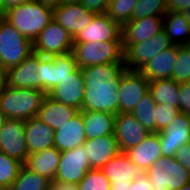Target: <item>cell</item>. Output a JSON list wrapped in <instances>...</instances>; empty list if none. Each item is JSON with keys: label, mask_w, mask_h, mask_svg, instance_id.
I'll return each mask as SVG.
<instances>
[{"label": "cell", "mask_w": 190, "mask_h": 190, "mask_svg": "<svg viewBox=\"0 0 190 190\" xmlns=\"http://www.w3.org/2000/svg\"><path fill=\"white\" fill-rule=\"evenodd\" d=\"M72 53L79 69L102 64L124 63L122 41L73 43Z\"/></svg>", "instance_id": "cell-4"}, {"label": "cell", "mask_w": 190, "mask_h": 190, "mask_svg": "<svg viewBox=\"0 0 190 190\" xmlns=\"http://www.w3.org/2000/svg\"><path fill=\"white\" fill-rule=\"evenodd\" d=\"M85 92L81 111L119 114V86L126 70L124 63H110L81 68Z\"/></svg>", "instance_id": "cell-1"}, {"label": "cell", "mask_w": 190, "mask_h": 190, "mask_svg": "<svg viewBox=\"0 0 190 190\" xmlns=\"http://www.w3.org/2000/svg\"><path fill=\"white\" fill-rule=\"evenodd\" d=\"M137 0H110L106 14L121 27L132 19Z\"/></svg>", "instance_id": "cell-34"}, {"label": "cell", "mask_w": 190, "mask_h": 190, "mask_svg": "<svg viewBox=\"0 0 190 190\" xmlns=\"http://www.w3.org/2000/svg\"><path fill=\"white\" fill-rule=\"evenodd\" d=\"M152 190H178L190 183V172L175 160V157L161 156L146 171Z\"/></svg>", "instance_id": "cell-5"}, {"label": "cell", "mask_w": 190, "mask_h": 190, "mask_svg": "<svg viewBox=\"0 0 190 190\" xmlns=\"http://www.w3.org/2000/svg\"><path fill=\"white\" fill-rule=\"evenodd\" d=\"M183 46L190 52V38Z\"/></svg>", "instance_id": "cell-53"}, {"label": "cell", "mask_w": 190, "mask_h": 190, "mask_svg": "<svg viewBox=\"0 0 190 190\" xmlns=\"http://www.w3.org/2000/svg\"><path fill=\"white\" fill-rule=\"evenodd\" d=\"M78 111L74 107L55 101L46 95L38 111L37 118L55 131L68 123Z\"/></svg>", "instance_id": "cell-25"}, {"label": "cell", "mask_w": 190, "mask_h": 190, "mask_svg": "<svg viewBox=\"0 0 190 190\" xmlns=\"http://www.w3.org/2000/svg\"><path fill=\"white\" fill-rule=\"evenodd\" d=\"M115 117L113 113L83 112V123L87 140L106 135H114Z\"/></svg>", "instance_id": "cell-28"}, {"label": "cell", "mask_w": 190, "mask_h": 190, "mask_svg": "<svg viewBox=\"0 0 190 190\" xmlns=\"http://www.w3.org/2000/svg\"><path fill=\"white\" fill-rule=\"evenodd\" d=\"M24 131L29 154L54 146L55 131L37 117L25 120Z\"/></svg>", "instance_id": "cell-22"}, {"label": "cell", "mask_w": 190, "mask_h": 190, "mask_svg": "<svg viewBox=\"0 0 190 190\" xmlns=\"http://www.w3.org/2000/svg\"><path fill=\"white\" fill-rule=\"evenodd\" d=\"M110 0H81V4L90 11L105 13Z\"/></svg>", "instance_id": "cell-41"}, {"label": "cell", "mask_w": 190, "mask_h": 190, "mask_svg": "<svg viewBox=\"0 0 190 190\" xmlns=\"http://www.w3.org/2000/svg\"><path fill=\"white\" fill-rule=\"evenodd\" d=\"M24 125L25 120L6 118L0 130V151L26 164L29 153Z\"/></svg>", "instance_id": "cell-13"}, {"label": "cell", "mask_w": 190, "mask_h": 190, "mask_svg": "<svg viewBox=\"0 0 190 190\" xmlns=\"http://www.w3.org/2000/svg\"><path fill=\"white\" fill-rule=\"evenodd\" d=\"M78 68L72 52L44 57L38 54V89L46 94Z\"/></svg>", "instance_id": "cell-7"}, {"label": "cell", "mask_w": 190, "mask_h": 190, "mask_svg": "<svg viewBox=\"0 0 190 190\" xmlns=\"http://www.w3.org/2000/svg\"><path fill=\"white\" fill-rule=\"evenodd\" d=\"M175 160L178 161L184 169L190 172V142L183 144L177 150Z\"/></svg>", "instance_id": "cell-40"}, {"label": "cell", "mask_w": 190, "mask_h": 190, "mask_svg": "<svg viewBox=\"0 0 190 190\" xmlns=\"http://www.w3.org/2000/svg\"><path fill=\"white\" fill-rule=\"evenodd\" d=\"M2 17L33 43L53 19V8L31 0L6 10Z\"/></svg>", "instance_id": "cell-2"}, {"label": "cell", "mask_w": 190, "mask_h": 190, "mask_svg": "<svg viewBox=\"0 0 190 190\" xmlns=\"http://www.w3.org/2000/svg\"><path fill=\"white\" fill-rule=\"evenodd\" d=\"M150 135V132L141 125L132 113H119L115 117L114 136L120 152L139 145Z\"/></svg>", "instance_id": "cell-14"}, {"label": "cell", "mask_w": 190, "mask_h": 190, "mask_svg": "<svg viewBox=\"0 0 190 190\" xmlns=\"http://www.w3.org/2000/svg\"><path fill=\"white\" fill-rule=\"evenodd\" d=\"M6 85L38 89V54L31 53L20 64L7 70Z\"/></svg>", "instance_id": "cell-20"}, {"label": "cell", "mask_w": 190, "mask_h": 190, "mask_svg": "<svg viewBox=\"0 0 190 190\" xmlns=\"http://www.w3.org/2000/svg\"><path fill=\"white\" fill-rule=\"evenodd\" d=\"M189 125L187 114L181 112L168 126L158 132L163 156L175 157L177 150L190 142Z\"/></svg>", "instance_id": "cell-15"}, {"label": "cell", "mask_w": 190, "mask_h": 190, "mask_svg": "<svg viewBox=\"0 0 190 190\" xmlns=\"http://www.w3.org/2000/svg\"><path fill=\"white\" fill-rule=\"evenodd\" d=\"M122 41V27L106 13H96L90 23L73 37V43Z\"/></svg>", "instance_id": "cell-12"}, {"label": "cell", "mask_w": 190, "mask_h": 190, "mask_svg": "<svg viewBox=\"0 0 190 190\" xmlns=\"http://www.w3.org/2000/svg\"><path fill=\"white\" fill-rule=\"evenodd\" d=\"M150 81L140 72L125 70L119 86V113H132L141 98L149 92Z\"/></svg>", "instance_id": "cell-11"}, {"label": "cell", "mask_w": 190, "mask_h": 190, "mask_svg": "<svg viewBox=\"0 0 190 190\" xmlns=\"http://www.w3.org/2000/svg\"><path fill=\"white\" fill-rule=\"evenodd\" d=\"M85 92L81 70L77 68L69 76L62 79L59 85L52 88L46 95L51 99L74 107L81 111Z\"/></svg>", "instance_id": "cell-17"}, {"label": "cell", "mask_w": 190, "mask_h": 190, "mask_svg": "<svg viewBox=\"0 0 190 190\" xmlns=\"http://www.w3.org/2000/svg\"><path fill=\"white\" fill-rule=\"evenodd\" d=\"M168 11L181 12L190 9V0H166Z\"/></svg>", "instance_id": "cell-43"}, {"label": "cell", "mask_w": 190, "mask_h": 190, "mask_svg": "<svg viewBox=\"0 0 190 190\" xmlns=\"http://www.w3.org/2000/svg\"><path fill=\"white\" fill-rule=\"evenodd\" d=\"M84 146L87 154H89L91 168L95 169H100L120 152L114 135L86 140Z\"/></svg>", "instance_id": "cell-24"}, {"label": "cell", "mask_w": 190, "mask_h": 190, "mask_svg": "<svg viewBox=\"0 0 190 190\" xmlns=\"http://www.w3.org/2000/svg\"><path fill=\"white\" fill-rule=\"evenodd\" d=\"M110 180L100 169L91 168L78 184L79 190H110Z\"/></svg>", "instance_id": "cell-36"}, {"label": "cell", "mask_w": 190, "mask_h": 190, "mask_svg": "<svg viewBox=\"0 0 190 190\" xmlns=\"http://www.w3.org/2000/svg\"><path fill=\"white\" fill-rule=\"evenodd\" d=\"M177 56L178 45H172L151 58L139 71L149 81L172 78Z\"/></svg>", "instance_id": "cell-21"}, {"label": "cell", "mask_w": 190, "mask_h": 190, "mask_svg": "<svg viewBox=\"0 0 190 190\" xmlns=\"http://www.w3.org/2000/svg\"><path fill=\"white\" fill-rule=\"evenodd\" d=\"M66 2H81V0H65Z\"/></svg>", "instance_id": "cell-54"}, {"label": "cell", "mask_w": 190, "mask_h": 190, "mask_svg": "<svg viewBox=\"0 0 190 190\" xmlns=\"http://www.w3.org/2000/svg\"><path fill=\"white\" fill-rule=\"evenodd\" d=\"M6 74H7V70L4 68V66L0 62V90L6 84Z\"/></svg>", "instance_id": "cell-48"}, {"label": "cell", "mask_w": 190, "mask_h": 190, "mask_svg": "<svg viewBox=\"0 0 190 190\" xmlns=\"http://www.w3.org/2000/svg\"><path fill=\"white\" fill-rule=\"evenodd\" d=\"M172 45L162 29L152 38L130 45L123 53L124 67L126 70L139 71L151 58Z\"/></svg>", "instance_id": "cell-9"}, {"label": "cell", "mask_w": 190, "mask_h": 190, "mask_svg": "<svg viewBox=\"0 0 190 190\" xmlns=\"http://www.w3.org/2000/svg\"><path fill=\"white\" fill-rule=\"evenodd\" d=\"M147 172H140L131 183L130 190H152Z\"/></svg>", "instance_id": "cell-42"}, {"label": "cell", "mask_w": 190, "mask_h": 190, "mask_svg": "<svg viewBox=\"0 0 190 190\" xmlns=\"http://www.w3.org/2000/svg\"><path fill=\"white\" fill-rule=\"evenodd\" d=\"M89 169H91L89 154H87L84 145L60 151L55 180L78 185Z\"/></svg>", "instance_id": "cell-10"}, {"label": "cell", "mask_w": 190, "mask_h": 190, "mask_svg": "<svg viewBox=\"0 0 190 190\" xmlns=\"http://www.w3.org/2000/svg\"><path fill=\"white\" fill-rule=\"evenodd\" d=\"M46 93L41 89L14 88L0 90V111L6 118L28 120L37 117Z\"/></svg>", "instance_id": "cell-3"}, {"label": "cell", "mask_w": 190, "mask_h": 190, "mask_svg": "<svg viewBox=\"0 0 190 190\" xmlns=\"http://www.w3.org/2000/svg\"><path fill=\"white\" fill-rule=\"evenodd\" d=\"M0 190H10V189H6V188H0Z\"/></svg>", "instance_id": "cell-55"}, {"label": "cell", "mask_w": 190, "mask_h": 190, "mask_svg": "<svg viewBox=\"0 0 190 190\" xmlns=\"http://www.w3.org/2000/svg\"><path fill=\"white\" fill-rule=\"evenodd\" d=\"M50 182L24 164L10 190H49Z\"/></svg>", "instance_id": "cell-31"}, {"label": "cell", "mask_w": 190, "mask_h": 190, "mask_svg": "<svg viewBox=\"0 0 190 190\" xmlns=\"http://www.w3.org/2000/svg\"><path fill=\"white\" fill-rule=\"evenodd\" d=\"M181 110L179 107L167 105L163 103H156L155 106V121H156V133L163 130L170 122L173 121Z\"/></svg>", "instance_id": "cell-38"}, {"label": "cell", "mask_w": 190, "mask_h": 190, "mask_svg": "<svg viewBox=\"0 0 190 190\" xmlns=\"http://www.w3.org/2000/svg\"><path fill=\"white\" fill-rule=\"evenodd\" d=\"M24 164L0 151V188L10 189Z\"/></svg>", "instance_id": "cell-33"}, {"label": "cell", "mask_w": 190, "mask_h": 190, "mask_svg": "<svg viewBox=\"0 0 190 190\" xmlns=\"http://www.w3.org/2000/svg\"><path fill=\"white\" fill-rule=\"evenodd\" d=\"M172 79L178 83L190 82V52L184 46L178 45V56Z\"/></svg>", "instance_id": "cell-37"}, {"label": "cell", "mask_w": 190, "mask_h": 190, "mask_svg": "<svg viewBox=\"0 0 190 190\" xmlns=\"http://www.w3.org/2000/svg\"><path fill=\"white\" fill-rule=\"evenodd\" d=\"M4 14V0H0V16Z\"/></svg>", "instance_id": "cell-51"}, {"label": "cell", "mask_w": 190, "mask_h": 190, "mask_svg": "<svg viewBox=\"0 0 190 190\" xmlns=\"http://www.w3.org/2000/svg\"><path fill=\"white\" fill-rule=\"evenodd\" d=\"M51 8L61 5L65 0H36Z\"/></svg>", "instance_id": "cell-47"}, {"label": "cell", "mask_w": 190, "mask_h": 190, "mask_svg": "<svg viewBox=\"0 0 190 190\" xmlns=\"http://www.w3.org/2000/svg\"><path fill=\"white\" fill-rule=\"evenodd\" d=\"M94 14L80 2L64 1L61 5L53 8V19L64 27L72 37L90 23Z\"/></svg>", "instance_id": "cell-16"}, {"label": "cell", "mask_w": 190, "mask_h": 190, "mask_svg": "<svg viewBox=\"0 0 190 190\" xmlns=\"http://www.w3.org/2000/svg\"><path fill=\"white\" fill-rule=\"evenodd\" d=\"M163 29L173 45L183 46L190 38V24L177 11H168L163 16Z\"/></svg>", "instance_id": "cell-29"}, {"label": "cell", "mask_w": 190, "mask_h": 190, "mask_svg": "<svg viewBox=\"0 0 190 190\" xmlns=\"http://www.w3.org/2000/svg\"><path fill=\"white\" fill-rule=\"evenodd\" d=\"M33 53V43L0 16V62L6 70Z\"/></svg>", "instance_id": "cell-6"}, {"label": "cell", "mask_w": 190, "mask_h": 190, "mask_svg": "<svg viewBox=\"0 0 190 190\" xmlns=\"http://www.w3.org/2000/svg\"><path fill=\"white\" fill-rule=\"evenodd\" d=\"M168 12L166 0H137L132 19L148 16L163 17Z\"/></svg>", "instance_id": "cell-35"}, {"label": "cell", "mask_w": 190, "mask_h": 190, "mask_svg": "<svg viewBox=\"0 0 190 190\" xmlns=\"http://www.w3.org/2000/svg\"><path fill=\"white\" fill-rule=\"evenodd\" d=\"M155 106L152 94L148 92L144 95L137 106L132 111L138 122L143 125L150 133H156Z\"/></svg>", "instance_id": "cell-32"}, {"label": "cell", "mask_w": 190, "mask_h": 190, "mask_svg": "<svg viewBox=\"0 0 190 190\" xmlns=\"http://www.w3.org/2000/svg\"><path fill=\"white\" fill-rule=\"evenodd\" d=\"M149 92L156 103L179 107L180 83L172 78L150 81Z\"/></svg>", "instance_id": "cell-30"}, {"label": "cell", "mask_w": 190, "mask_h": 190, "mask_svg": "<svg viewBox=\"0 0 190 190\" xmlns=\"http://www.w3.org/2000/svg\"><path fill=\"white\" fill-rule=\"evenodd\" d=\"M29 1H31V0H4V13L6 10H8L12 7L22 5Z\"/></svg>", "instance_id": "cell-45"}, {"label": "cell", "mask_w": 190, "mask_h": 190, "mask_svg": "<svg viewBox=\"0 0 190 190\" xmlns=\"http://www.w3.org/2000/svg\"><path fill=\"white\" fill-rule=\"evenodd\" d=\"M186 21L190 24V9H186L180 12Z\"/></svg>", "instance_id": "cell-49"}, {"label": "cell", "mask_w": 190, "mask_h": 190, "mask_svg": "<svg viewBox=\"0 0 190 190\" xmlns=\"http://www.w3.org/2000/svg\"><path fill=\"white\" fill-rule=\"evenodd\" d=\"M179 108L184 114H190V82L180 83Z\"/></svg>", "instance_id": "cell-39"}, {"label": "cell", "mask_w": 190, "mask_h": 190, "mask_svg": "<svg viewBox=\"0 0 190 190\" xmlns=\"http://www.w3.org/2000/svg\"><path fill=\"white\" fill-rule=\"evenodd\" d=\"M110 190H130L132 181H127V183H116L110 182Z\"/></svg>", "instance_id": "cell-46"}, {"label": "cell", "mask_w": 190, "mask_h": 190, "mask_svg": "<svg viewBox=\"0 0 190 190\" xmlns=\"http://www.w3.org/2000/svg\"><path fill=\"white\" fill-rule=\"evenodd\" d=\"M73 37L55 19L39 33L33 42V52L54 57L72 52Z\"/></svg>", "instance_id": "cell-8"}, {"label": "cell", "mask_w": 190, "mask_h": 190, "mask_svg": "<svg viewBox=\"0 0 190 190\" xmlns=\"http://www.w3.org/2000/svg\"><path fill=\"white\" fill-rule=\"evenodd\" d=\"M5 120H6V117L0 111V130H1V127L3 126Z\"/></svg>", "instance_id": "cell-50"}, {"label": "cell", "mask_w": 190, "mask_h": 190, "mask_svg": "<svg viewBox=\"0 0 190 190\" xmlns=\"http://www.w3.org/2000/svg\"><path fill=\"white\" fill-rule=\"evenodd\" d=\"M163 29V17L131 19L122 27L123 52L132 44L146 41Z\"/></svg>", "instance_id": "cell-18"}, {"label": "cell", "mask_w": 190, "mask_h": 190, "mask_svg": "<svg viewBox=\"0 0 190 190\" xmlns=\"http://www.w3.org/2000/svg\"><path fill=\"white\" fill-rule=\"evenodd\" d=\"M101 172L110 180V182L127 183L133 181L141 170L135 166L125 152H119L104 166L100 168Z\"/></svg>", "instance_id": "cell-26"}, {"label": "cell", "mask_w": 190, "mask_h": 190, "mask_svg": "<svg viewBox=\"0 0 190 190\" xmlns=\"http://www.w3.org/2000/svg\"><path fill=\"white\" fill-rule=\"evenodd\" d=\"M125 153L141 172H146L162 156L158 133H150L139 145L128 149Z\"/></svg>", "instance_id": "cell-23"}, {"label": "cell", "mask_w": 190, "mask_h": 190, "mask_svg": "<svg viewBox=\"0 0 190 190\" xmlns=\"http://www.w3.org/2000/svg\"><path fill=\"white\" fill-rule=\"evenodd\" d=\"M87 140L83 123V111H78L68 123L55 130L54 147L66 151L84 145Z\"/></svg>", "instance_id": "cell-19"}, {"label": "cell", "mask_w": 190, "mask_h": 190, "mask_svg": "<svg viewBox=\"0 0 190 190\" xmlns=\"http://www.w3.org/2000/svg\"><path fill=\"white\" fill-rule=\"evenodd\" d=\"M49 190H79V189L77 184L53 180L50 182Z\"/></svg>", "instance_id": "cell-44"}, {"label": "cell", "mask_w": 190, "mask_h": 190, "mask_svg": "<svg viewBox=\"0 0 190 190\" xmlns=\"http://www.w3.org/2000/svg\"><path fill=\"white\" fill-rule=\"evenodd\" d=\"M178 190H190V183L185 184L184 186H182L180 189Z\"/></svg>", "instance_id": "cell-52"}, {"label": "cell", "mask_w": 190, "mask_h": 190, "mask_svg": "<svg viewBox=\"0 0 190 190\" xmlns=\"http://www.w3.org/2000/svg\"><path fill=\"white\" fill-rule=\"evenodd\" d=\"M60 161V151L54 146L39 152L29 154L26 166L48 180H55Z\"/></svg>", "instance_id": "cell-27"}]
</instances>
